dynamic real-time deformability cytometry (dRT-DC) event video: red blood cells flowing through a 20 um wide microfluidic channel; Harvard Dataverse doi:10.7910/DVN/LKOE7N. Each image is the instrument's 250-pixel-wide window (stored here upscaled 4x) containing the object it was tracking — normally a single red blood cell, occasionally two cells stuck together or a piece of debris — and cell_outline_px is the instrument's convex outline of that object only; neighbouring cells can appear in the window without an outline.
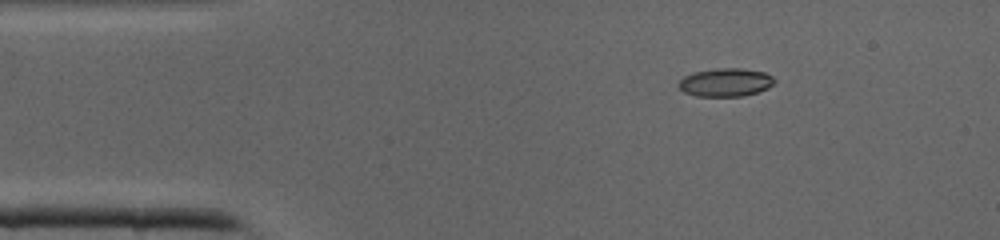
{"species": "common noctule bat (a hibernating species)", "species_latin": "Nyctalus noctula", "temperature_condition": "cold", "stored_images_in_passage": 36, "camera_frame_rate_fps": 3000, "um_per_image_px": 0.085, "animal": {"sex": "male", "body_mass_g": 19.0, "forearm_length_mm": 50.8}, "frame": {"image": 1, "passage_image": 1, "time_ms": 0.0, "image_size_px": [1000, 240], "cell_outline_px": [[776, 80], [768, 88], [756, 92], [740, 96], [696, 96], [684, 92], [680, 88], [680, 80], [684, 76], [692, 72], [716, 68], [740, 68], [764, 72], [772, 76]], "centroid_in_image_um": [61.67, 6.99], "position_along_channel_um": 23.3, "area_um2": 15.66}}
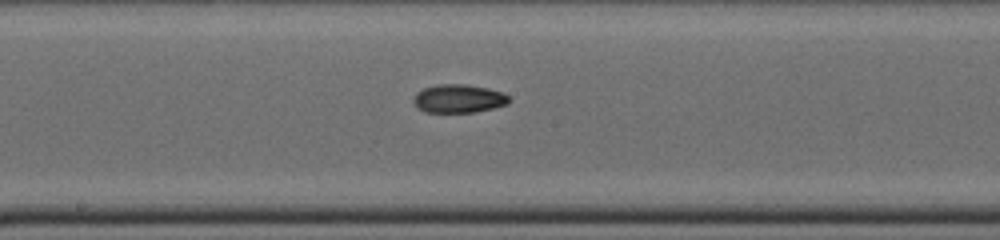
{"frame": {"image": 2, "passage_image": 16, "time_ms": 5.0, "image_size_px": [1000, 240], "cell_outline_px": [[508, 104], [492, 108], [472, 112], [424, 112], [412, 100], [416, 92], [424, 88], [436, 84], [464, 84], [488, 88], [504, 92], [508, 96]], "centroid_in_image_um": [38.98, 8.37], "position_along_channel_um": 209.2, "area_um2": 15.72}}
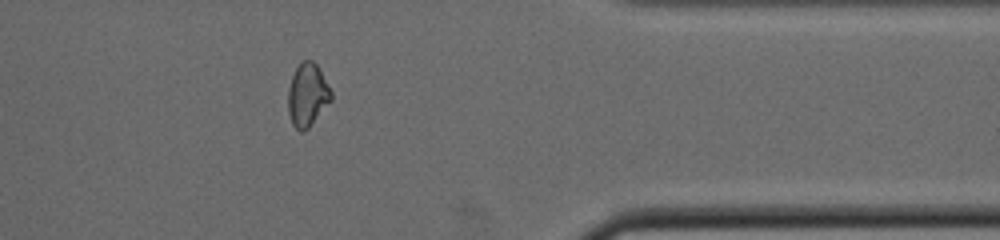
{"frame": {"image": 3, "passage_image": 28, "time_ms": 9.0, "image_size_px": [1000, 240], "cell_outline_px": [[332, 100], [308, 128], [300, 132], [292, 124], [288, 112], [288, 88], [292, 76], [300, 60], [312, 60], [316, 64], [332, 92]], "centroid_in_image_um": [26.12, 8.07], "position_along_channel_um": 385.3, "area_um2": 15.78}}